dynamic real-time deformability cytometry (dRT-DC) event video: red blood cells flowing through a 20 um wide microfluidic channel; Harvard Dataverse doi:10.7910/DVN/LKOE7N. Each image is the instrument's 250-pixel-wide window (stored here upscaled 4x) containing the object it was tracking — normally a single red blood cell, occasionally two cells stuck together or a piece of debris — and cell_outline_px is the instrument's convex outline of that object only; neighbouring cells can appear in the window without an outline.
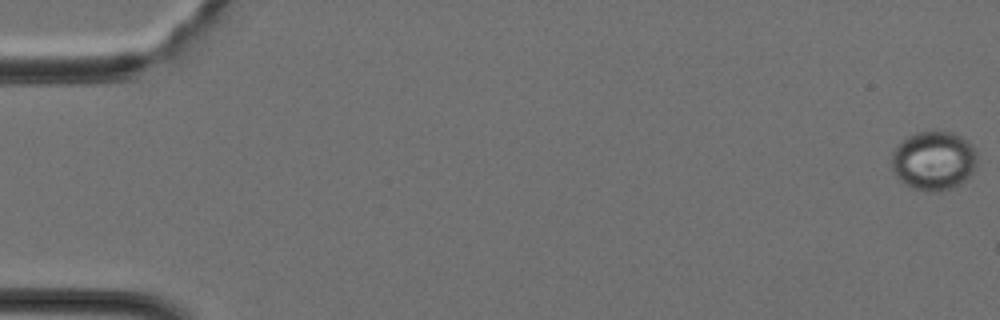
{"species": "Egyptian fruit bat (a non-hibernating species)", "species_latin": "Rousettus aegyptiacus", "temperature_condition": "cold", "stored_images_in_passage": 40, "camera_frame_rate_fps": 3000, "um_per_image_px": 0.085, "animal": {"sex": "female"}, "frame": {"image": 1, "passage_image": 1, "time_ms": 0.0, "image_size_px": [1000, 320], "cell_outline_px": [[976, 164], [972, 172], [960, 184], [936, 192], [924, 192], [912, 188], [904, 184], [896, 176], [892, 168], [892, 152], [908, 136], [916, 132], [952, 132], [968, 140], [972, 144], [976, 152]], "centroid_in_image_um": [79.36, 13.67], "position_along_channel_um": 5.6, "area_um2": 29.3}}
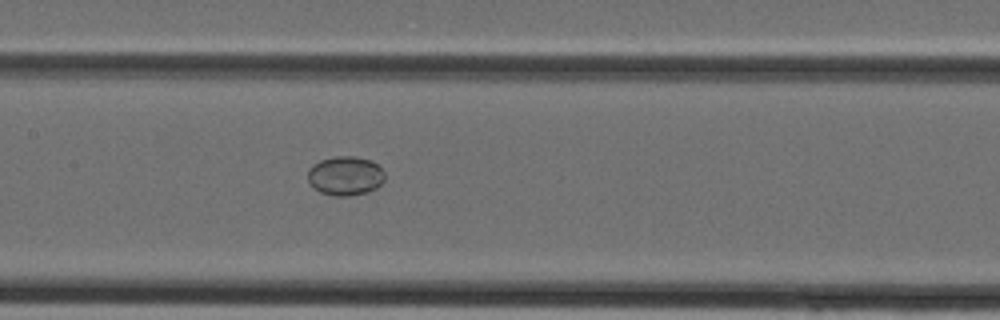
{"frame": {"image": 2, "passage_image": 20, "time_ms": 6.333, "image_size_px": [1000, 320], "cell_outline_px": [[384, 180], [376, 188], [368, 192], [348, 196], [332, 196], [320, 192], [308, 180], [308, 168], [312, 164], [320, 160], [336, 156], [356, 156], [372, 160], [384, 172]], "centroid_in_image_um": [29.35, 14.93], "position_along_channel_um": 178.1, "area_um2": 17.63}}
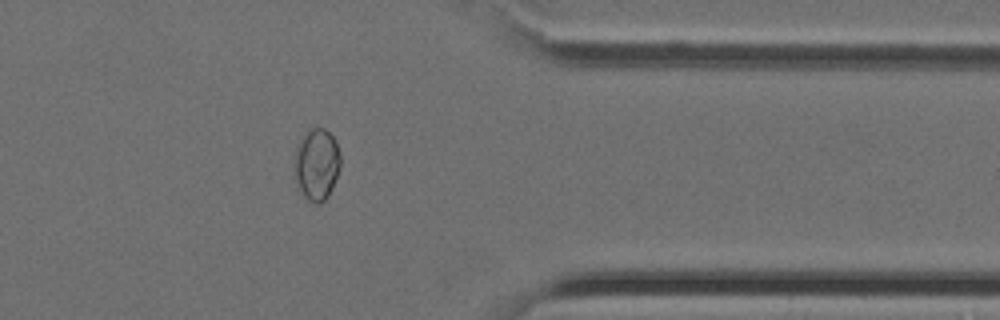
{"frame": {"image": 3, "passage_image": 33, "time_ms": 10.667, "image_size_px": [1000, 320], "cell_outline_px": [[340, 168], [332, 188], [328, 196], [320, 204], [316, 204], [308, 200], [296, 188], [292, 156], [296, 148], [304, 136], [312, 128], [324, 128], [332, 136], [340, 152]], "centroid_in_image_um": [26.88, 14.02], "position_along_channel_um": 384.5, "area_um2": 19.48}}